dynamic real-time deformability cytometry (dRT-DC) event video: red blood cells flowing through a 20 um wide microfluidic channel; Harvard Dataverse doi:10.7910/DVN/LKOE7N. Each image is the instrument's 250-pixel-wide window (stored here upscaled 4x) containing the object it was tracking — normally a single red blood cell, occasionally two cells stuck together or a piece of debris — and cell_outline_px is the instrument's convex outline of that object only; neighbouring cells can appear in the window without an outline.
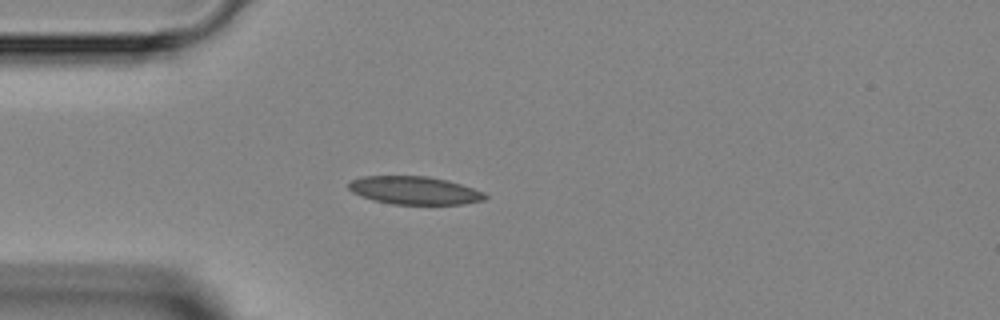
{"species": "Egyptian fruit bat (a non-hibernating species)", "species_latin": "Rousettus aegyptiacus", "temperature_condition": "room temperature", "stored_images_in_passage": 3, "camera_frame_rate_fps": 3000, "um_per_image_px": 0.085, "animal": {"sex": "female"}, "frame": {"image": 1, "passage_image": 3, "time_ms": 2.333, "image_size_px": [1000, 320], "cell_outline_px": [[488, 196], [484, 200], [464, 204], [392, 204], [372, 200], [352, 192], [348, 188], [348, 184], [352, 180], [364, 176], [428, 176], [448, 180], [484, 192]], "centroid_in_image_um": [35.24, 16.18], "position_along_channel_um": 49.8, "area_um2": 22.25}}